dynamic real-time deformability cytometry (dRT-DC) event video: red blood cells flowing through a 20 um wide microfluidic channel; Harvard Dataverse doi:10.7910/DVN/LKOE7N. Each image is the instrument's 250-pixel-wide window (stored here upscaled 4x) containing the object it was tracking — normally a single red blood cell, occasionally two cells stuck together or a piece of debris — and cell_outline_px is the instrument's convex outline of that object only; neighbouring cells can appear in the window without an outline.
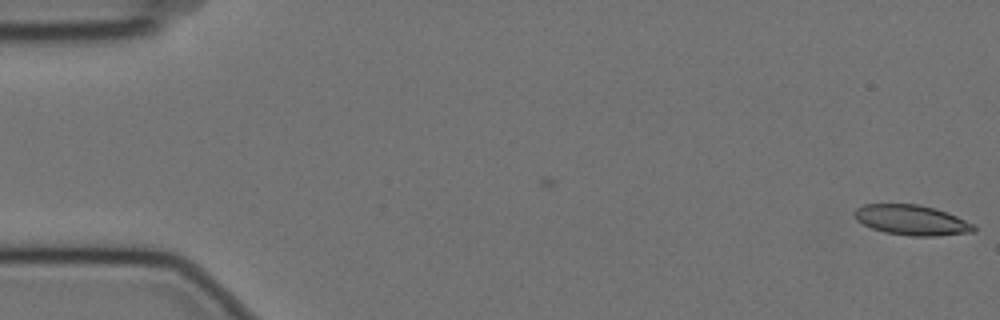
{"species": "Egyptian fruit bat (a non-hibernating species)", "species_latin": "Rousettus aegyptiacus", "temperature_condition": "cold", "stored_images_in_passage": 2, "camera_frame_rate_fps": 3000, "um_per_image_px": 0.085, "animal": {"sex": "female"}, "frame": {"image": 1, "passage_image": 2, "time_ms": 0.333, "image_size_px": [1000, 320], "cell_outline_px": [[976, 232], [936, 236], [908, 236], [884, 232], [872, 228], [856, 220], [852, 212], [856, 208], [864, 204], [920, 204], [948, 212], [972, 224], [976, 228]], "centroid_in_image_um": [77.48, 18.71], "position_along_channel_um": 7.5, "area_um2": 21.1}}